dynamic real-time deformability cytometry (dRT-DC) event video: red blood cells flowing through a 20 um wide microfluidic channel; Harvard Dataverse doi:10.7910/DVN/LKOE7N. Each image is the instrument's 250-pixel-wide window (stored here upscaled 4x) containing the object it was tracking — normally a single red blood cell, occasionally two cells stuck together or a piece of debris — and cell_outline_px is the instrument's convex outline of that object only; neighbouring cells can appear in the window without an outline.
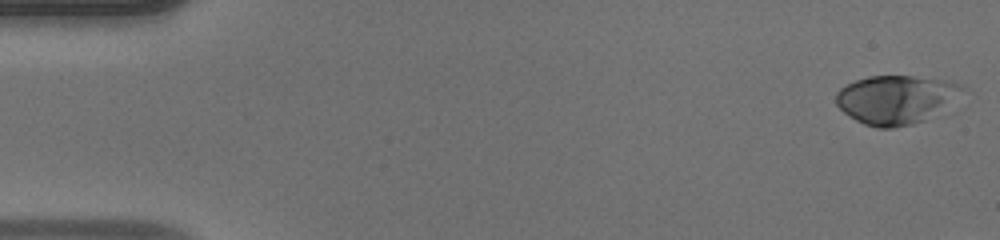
{"species": "human", "species_latin": "Homo sapiens", "temperature_condition": "warm", "stored_images_in_passage": 15, "camera_frame_rate_fps": 3000, "um_per_image_px": 0.085, "donor": {"sex": "male"}, "frame": {"image": 1, "passage_image": 1, "time_ms": 0.0, "image_size_px": [1000, 240], "cell_outline_px": [[968, 88], [948, 112], [940, 116], [912, 124], [892, 128], [876, 128], [864, 124], [848, 116], [836, 104], [836, 92], [840, 88], [856, 80], [868, 76], [912, 76], [944, 80], [960, 84]], "centroid_in_image_um": [76.29, 8.48], "position_along_channel_um": 8.7, "area_um2": 36.93}}
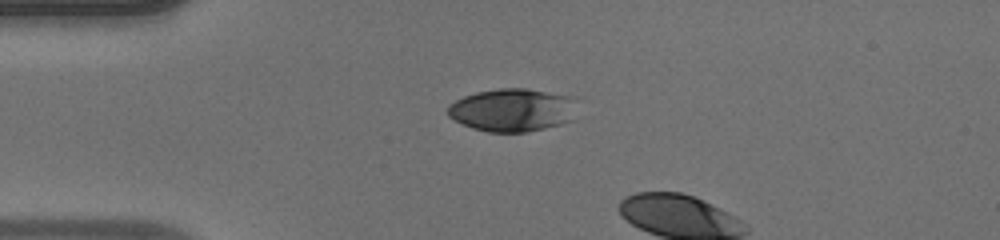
{"frame": {"image": 2, "passage_image": 12, "time_ms": 3.667, "image_size_px": [1000, 240], "cell_outline_px": [[576, 120], [528, 132], [488, 132], [472, 128], [448, 116], [448, 104], [464, 96], [476, 92], [500, 88], [524, 88], [572, 96]], "centroid_in_image_um": [43.56, 9.35], "position_along_channel_um": 41.4, "area_um2": 32.43}}